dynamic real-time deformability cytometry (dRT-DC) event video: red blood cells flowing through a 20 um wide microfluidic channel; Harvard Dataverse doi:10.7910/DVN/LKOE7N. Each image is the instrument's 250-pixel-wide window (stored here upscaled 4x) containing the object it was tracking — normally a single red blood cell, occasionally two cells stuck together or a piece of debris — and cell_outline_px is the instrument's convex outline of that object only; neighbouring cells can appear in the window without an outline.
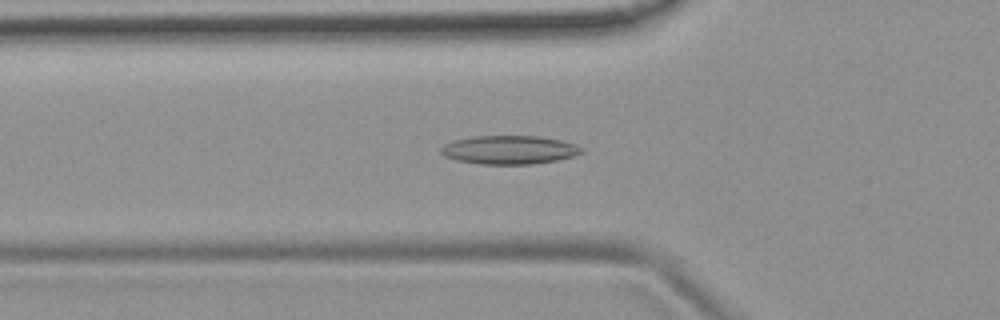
{"species": "common noctule bat (a hibernating species)", "species_latin": "Nyctalus noctula", "temperature_condition": "room temperature", "stored_images_in_passage": 53, "camera_frame_rate_fps": 3000, "um_per_image_px": 0.085, "animal": {"sex": "female", "body_mass_g": 19.9}, "frame": {"image": 1, "passage_image": 18, "time_ms": 5.667, "image_size_px": [1000, 320], "cell_outline_px": [[584, 152], [572, 156], [556, 160], [532, 164], [480, 164], [456, 160], [444, 156], [440, 152], [440, 148], [444, 144], [456, 140], [472, 136], [540, 136], [560, 140], [576, 144], [584, 148]], "centroid_in_image_um": [43.29, 12.73], "position_along_channel_um": 82.5, "area_um2": 23.47}}
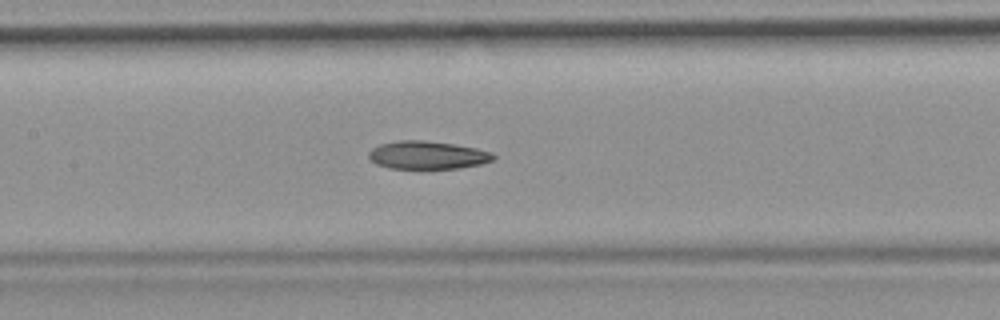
{"frame": {"image": 2, "passage_image": 25, "time_ms": 8.0, "image_size_px": [1000, 320], "cell_outline_px": [[496, 156], [492, 160], [480, 164], [460, 168], [388, 168], [376, 164], [368, 156], [368, 152], [372, 148], [380, 144], [400, 140], [424, 140], [452, 144], [476, 148], [492, 152]], "centroid_in_image_um": [36.32, 13.18], "position_along_channel_um": 171.1, "area_um2": 20.23}}
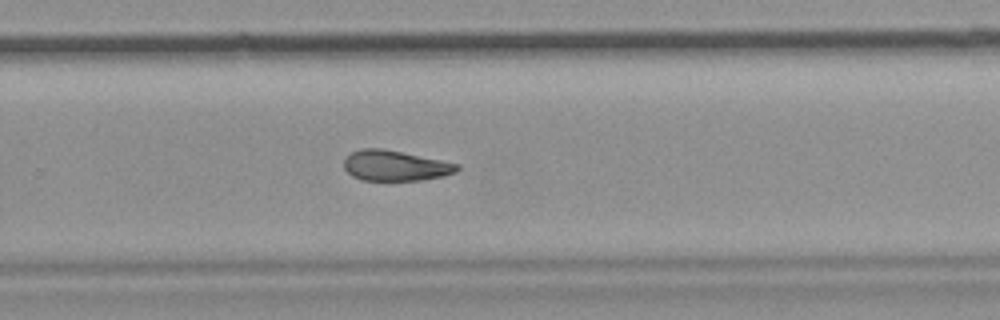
{"frame": {"image": 3, "passage_image": 35, "time_ms": 11.333, "image_size_px": [1000, 320], "cell_outline_px": [[460, 168], [456, 172], [444, 176], [424, 180], [360, 180], [352, 176], [344, 168], [344, 156], [360, 148], [380, 148], [460, 164]], "centroid_in_image_um": [33.57, 14.09], "position_along_channel_um": 296.2, "area_um2": 20.06}, "authors_computed_cell_mechanics": {"area_um2": 21.3282, "velocity_mm_per_s": 3.7764, "shape_relaxation_time_tau1_ms": null, "shape_relaxation_time_tau2_ms": 6.9909, "deformation_change_tau1": null, "deformation_change_tau2": 0.1556}}